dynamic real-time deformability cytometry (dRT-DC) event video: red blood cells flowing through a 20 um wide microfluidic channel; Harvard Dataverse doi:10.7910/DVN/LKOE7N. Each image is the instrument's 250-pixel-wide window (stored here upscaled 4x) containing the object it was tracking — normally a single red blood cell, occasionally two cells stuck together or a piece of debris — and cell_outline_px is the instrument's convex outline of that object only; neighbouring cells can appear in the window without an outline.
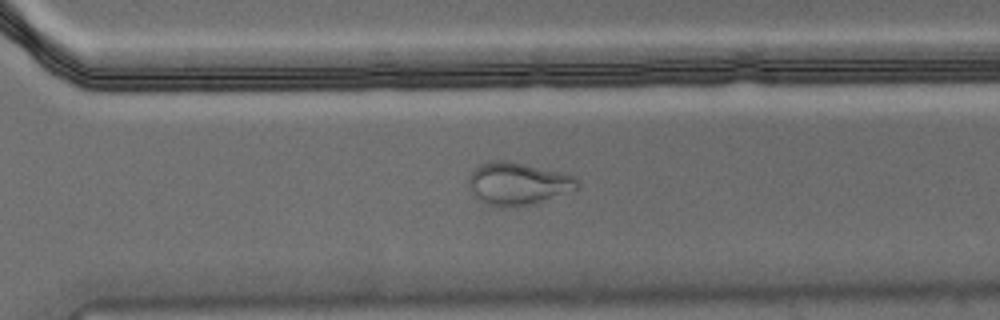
{"species": "Egyptian fruit bat (a non-hibernating species)", "species_latin": "Rousettus aegyptiacus", "temperature_condition": "warm", "stored_images_in_passage": 55, "camera_frame_rate_fps": 3000, "um_per_image_px": 0.085, "animal": {"sex": "male"}, "frame": {"image": 1, "passage_image": 39, "time_ms": 12.667, "image_size_px": [1000, 320], "cell_outline_px": [[580, 188], [532, 204], [512, 208], [496, 208], [484, 204], [476, 196], [468, 184], [468, 176], [480, 164], [496, 160], [508, 160], [560, 172], [576, 176], [580, 184]], "centroid_in_image_um": [44.02, 15.63], "position_along_channel_um": 326.6, "area_um2": 27.17}}
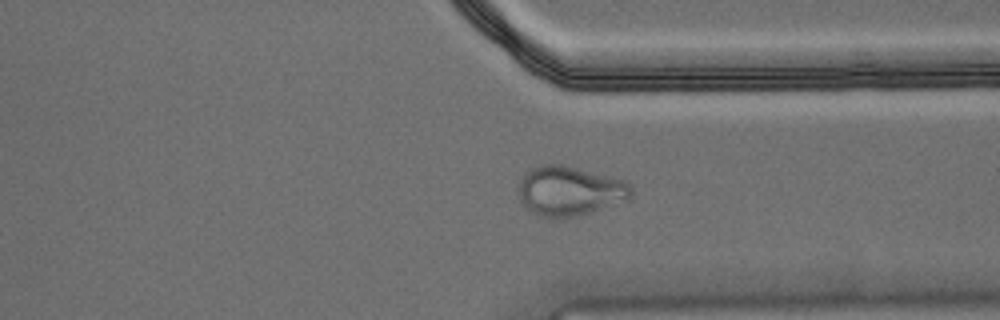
{"frame": {"image": 2, "passage_image": 42, "time_ms": 13.667, "image_size_px": [1000, 320], "cell_outline_px": [[632, 192], [628, 196], [588, 212], [576, 216], [536, 216], [520, 200], [520, 180], [532, 168], [544, 164], [564, 164], [620, 180], [628, 184], [632, 188]], "centroid_in_image_um": [48.33, 16.2], "position_along_channel_um": 363.1, "area_um2": 30.92}}
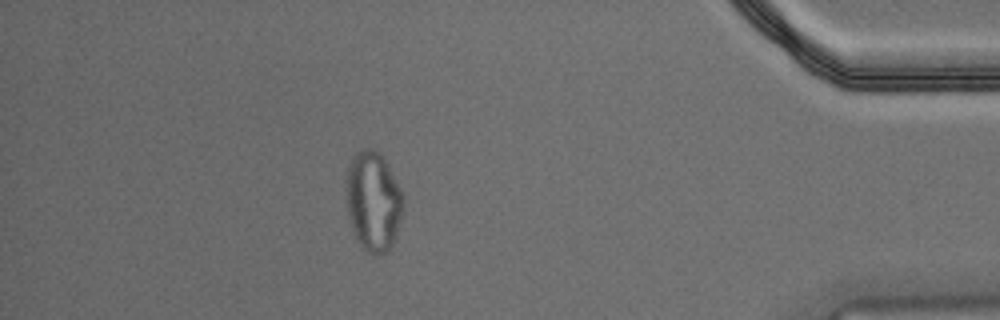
{"frame": {"image": 3, "passage_image": 49, "time_ms": 16.0, "image_size_px": [1000, 320], "cell_outline_px": [[404, 208], [400, 224], [396, 236], [392, 244], [380, 256], [372, 256], [360, 244], [352, 228], [348, 216], [344, 180], [352, 156], [356, 152], [364, 148], [372, 148], [380, 152], [388, 164], [404, 196]], "centroid_in_image_um": [31.72, 17.08], "position_along_channel_um": 403.5, "area_um2": 33.76}, "authors_computed_cell_mechanics": {"area_um2": 24.7962, "velocity_mm_per_s": 3.6315, "shape_relaxation_time_tau1_ms": null, "shape_relaxation_time_tau2_ms": 1.3554, "deformation_change_tau1": null, "deformation_change_tau2": 0.0614}}